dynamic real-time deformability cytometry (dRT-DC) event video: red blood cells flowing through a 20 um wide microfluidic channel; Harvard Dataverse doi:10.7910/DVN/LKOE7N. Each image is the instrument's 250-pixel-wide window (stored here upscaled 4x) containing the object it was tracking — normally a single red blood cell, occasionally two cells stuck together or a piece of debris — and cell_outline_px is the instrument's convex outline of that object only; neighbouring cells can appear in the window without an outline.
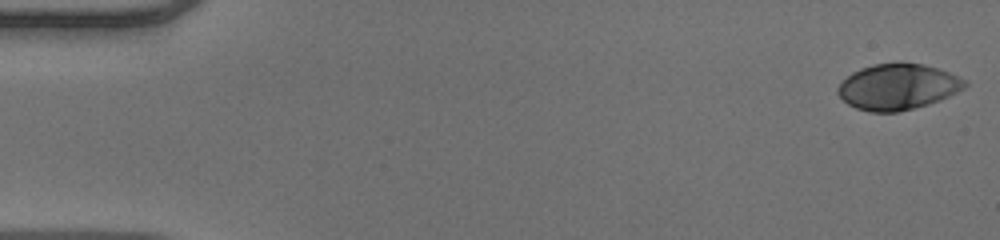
{"species": "human", "species_latin": "Homo sapiens", "temperature_condition": "warm", "stored_images_in_passage": 51, "camera_frame_rate_fps": 3000, "um_per_image_px": 0.085, "donor": {"sex": "male"}, "frame": {"image": 1, "passage_image": 1, "time_ms": 0.0, "image_size_px": [1000, 240], "cell_outline_px": [[968, 84], [964, 88], [940, 100], [928, 104], [900, 112], [868, 112], [856, 108], [848, 104], [836, 92], [836, 88], [852, 72], [860, 68], [872, 64], [896, 60], [900, 60], [924, 64], [948, 72], [968, 80]], "centroid_in_image_um": [76.31, 7.35], "position_along_channel_um": 8.7, "area_um2": 34.51}}
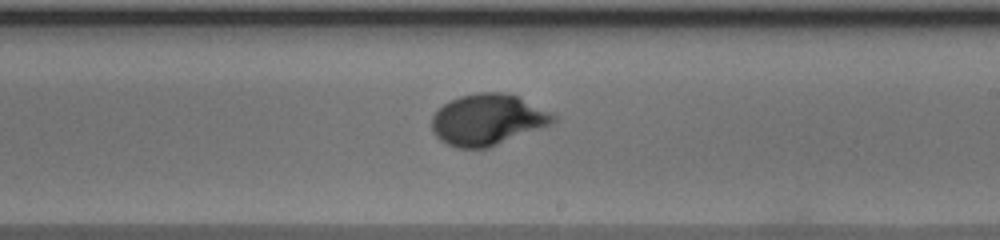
{"frame": {"image": 2, "passage_image": 30, "time_ms": 9.667, "image_size_px": [1000, 240], "cell_outline_px": [[556, 120], [552, 124], [488, 148], [456, 148], [440, 140], [432, 132], [432, 116], [448, 100], [460, 96], [480, 92], [504, 92], [516, 96], [552, 112], [556, 116]], "centroid_in_image_um": [41.44, 10.17], "position_along_channel_um": 247.6, "area_um2": 36.13}}
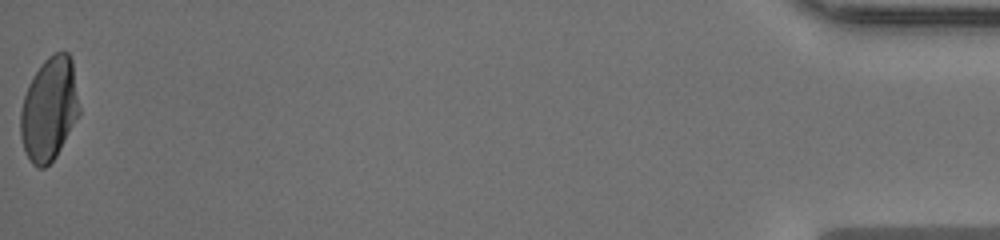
{"frame": {"image": 3, "passage_image": 51, "time_ms": 16.667, "image_size_px": [1000, 240], "cell_outline_px": [[80, 112], [56, 156], [44, 168], [40, 168], [32, 164], [24, 148], [20, 136], [20, 112], [24, 96], [28, 84], [44, 60], [48, 56], [56, 52], [68, 52], [72, 60], [80, 108]], "centroid_in_image_um": [4.18, 9.26], "position_along_channel_um": 431.0, "area_um2": 35.14}, "authors_computed_cell_mechanics": {"area_um2": 34.969, "velocity_mm_per_s": 4.0243, "shape_relaxation_time_tau1_ms": 4.5058, "shape_relaxation_time_tau2_ms": null, "deformation_change_tau1": 0.2211, "deformation_change_tau2": null}}